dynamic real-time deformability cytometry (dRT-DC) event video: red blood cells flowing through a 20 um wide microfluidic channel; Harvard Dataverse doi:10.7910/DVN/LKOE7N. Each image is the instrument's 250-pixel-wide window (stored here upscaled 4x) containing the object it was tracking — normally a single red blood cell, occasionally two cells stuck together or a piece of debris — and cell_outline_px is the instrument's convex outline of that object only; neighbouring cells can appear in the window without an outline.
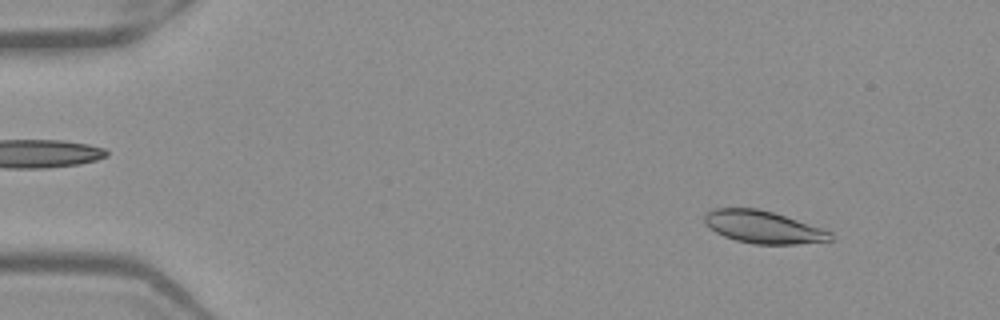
{"species": "Egyptian fruit bat (a non-hibernating species)", "species_latin": "Rousettus aegyptiacus", "temperature_condition": "warm", "stored_images_in_passage": 52, "camera_frame_rate_fps": 3000, "um_per_image_px": 0.085, "frame": {"image": 1, "passage_image": 6, "time_ms": 1.667, "image_size_px": [1000, 320], "cell_outline_px": [[832, 240], [796, 244], [752, 244], [736, 240], [724, 236], [716, 232], [704, 220], [704, 216], [712, 208], [756, 208], [772, 212], [832, 232]], "centroid_in_image_um": [64.86, 19.3], "position_along_channel_um": 20.1, "area_um2": 23.35}}
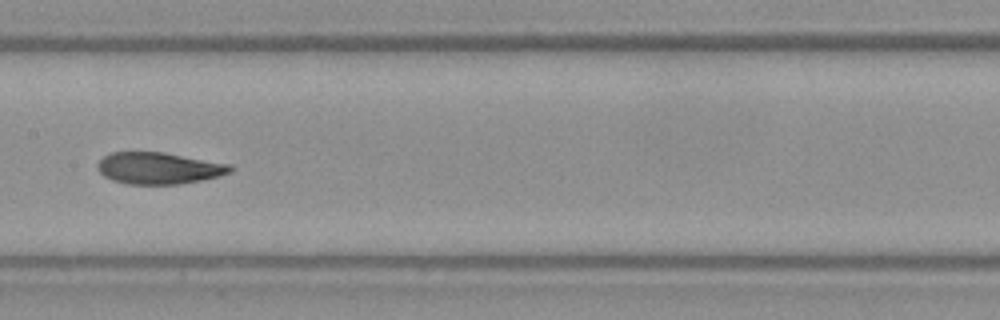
{"frame": {"image": 2, "passage_image": 27, "time_ms": 8.667, "image_size_px": [1000, 320], "cell_outline_px": [[232, 172], [220, 176], [180, 184], [128, 184], [112, 180], [104, 176], [96, 168], [96, 164], [104, 156], [112, 152], [164, 152], [232, 164]], "centroid_in_image_um": [13.51, 14.29], "position_along_channel_um": 193.9, "area_um2": 24.62}}
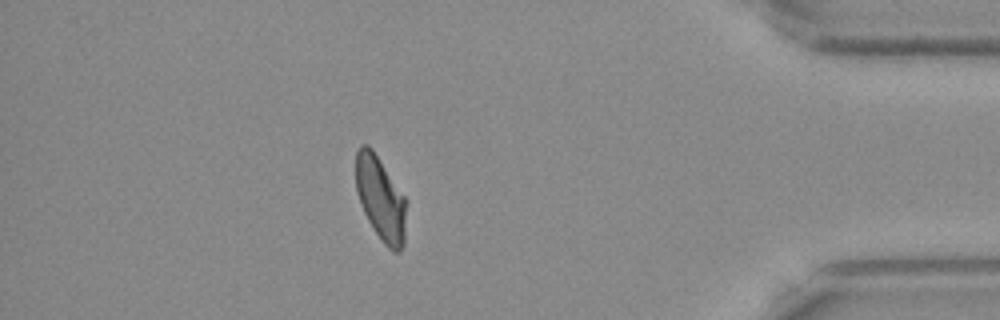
{"frame": {"image": 3, "passage_image": 46, "time_ms": 15.0, "image_size_px": [1000, 320], "cell_outline_px": [[408, 200], [404, 244], [400, 252], [392, 252], [380, 240], [368, 220], [360, 204], [356, 192], [356, 152], [360, 144], [368, 144], [372, 148]], "centroid_in_image_um": [32.38, 16.9], "position_along_channel_um": 402.8, "area_um2": 25.32}, "authors_computed_cell_mechanics": {"area_um2": 24.9696, "velocity_mm_per_s": 3.933, "shape_relaxation_time_tau1_ms": 7.3036, "shape_relaxation_time_tau2_ms": 1.4894, "deformation_change_tau1": 0.2222, "deformation_change_tau2": 0.0601}}